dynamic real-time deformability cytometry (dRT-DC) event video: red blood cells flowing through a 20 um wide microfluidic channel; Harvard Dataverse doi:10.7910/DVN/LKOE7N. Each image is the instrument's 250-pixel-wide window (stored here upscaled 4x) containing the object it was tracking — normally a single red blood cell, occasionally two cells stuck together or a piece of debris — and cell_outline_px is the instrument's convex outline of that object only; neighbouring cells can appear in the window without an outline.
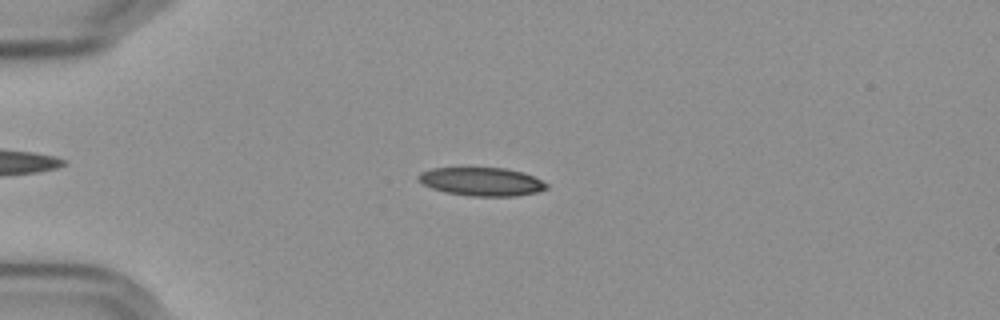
{"species": "Egyptian fruit bat (a non-hibernating species)", "species_latin": "Rousettus aegyptiacus", "temperature_condition": "cold", "stored_images_in_passage": 57, "camera_frame_rate_fps": 3000, "um_per_image_px": 0.085, "frame": {"image": 1, "passage_image": 15, "time_ms": 4.667, "image_size_px": [1000, 320], "cell_outline_px": [[548, 188], [536, 192], [516, 196], [472, 196], [444, 192], [432, 188], [424, 184], [416, 176], [420, 172], [432, 168], [508, 168], [524, 172], [548, 184]], "centroid_in_image_um": [40.94, 15.43], "position_along_channel_um": 44.1, "area_um2": 21.15}}
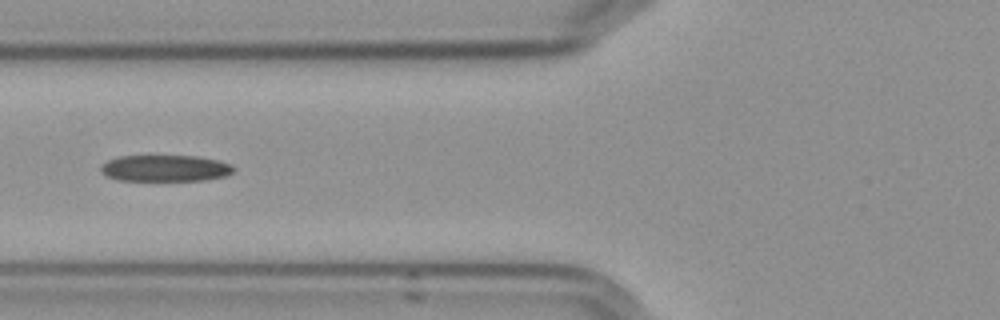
{"frame": {"image": 2, "passage_image": 23, "time_ms": 7.333, "image_size_px": [1000, 320], "cell_outline_px": [[236, 168], [232, 172], [224, 176], [204, 180], [116, 180], [100, 172], [100, 164], [108, 160], [120, 156], [196, 156], [216, 160], [232, 164]], "centroid_in_image_um": [14.01, 14.3], "position_along_channel_um": 111.8, "area_um2": 20.4}}
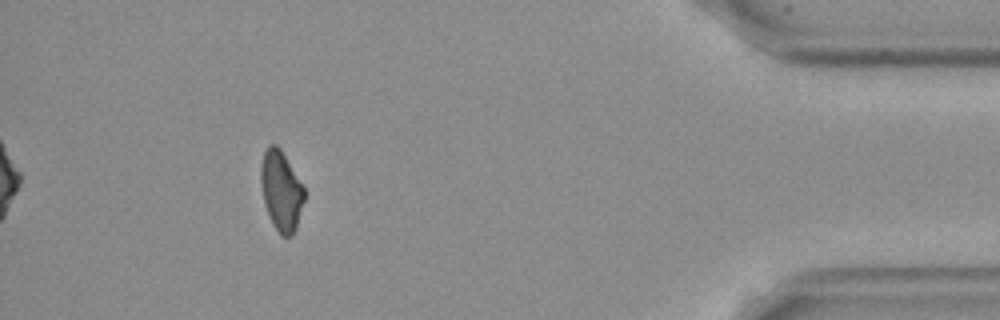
{"frame": {"image": 3, "passage_image": 52, "time_ms": 17.0, "image_size_px": [1000, 320], "cell_outline_px": [[304, 200], [296, 228], [292, 236], [280, 236], [272, 224], [264, 204], [260, 180], [260, 168], [264, 152], [268, 144], [276, 144], [280, 148], [304, 188]], "centroid_in_image_um": [23.87, 16.23], "position_along_channel_um": 411.3, "area_um2": 20.17}, "authors_computed_cell_mechanics": {"area_um2": 21.0392, "velocity_mm_per_s": 3.6138, "shape_relaxation_time_tau1_ms": 7.8858, "shape_relaxation_time_tau2_ms": 10.0006, "deformation_change_tau1": 0.2002, "deformation_change_tau2": 0.2096}}